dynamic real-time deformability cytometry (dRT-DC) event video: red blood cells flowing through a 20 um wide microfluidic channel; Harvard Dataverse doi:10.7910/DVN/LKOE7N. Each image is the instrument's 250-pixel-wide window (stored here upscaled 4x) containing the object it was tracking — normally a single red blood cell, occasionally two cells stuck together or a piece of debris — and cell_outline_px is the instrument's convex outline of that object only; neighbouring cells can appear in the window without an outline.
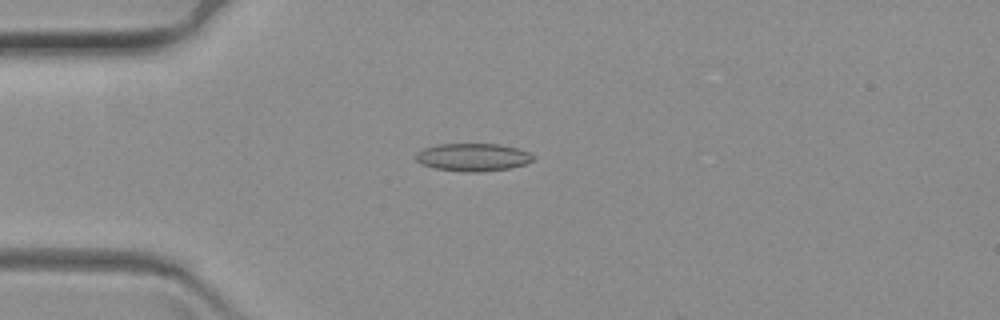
{"species": "common noctule bat (a hibernating species)", "species_latin": "Nyctalus noctula", "temperature_condition": "warm", "stored_images_in_passage": 63, "camera_frame_rate_fps": 3000, "um_per_image_px": 0.085, "animal": {"sex": "female", "body_mass_g": 19.3, "forearm_length_mm": 54.1}, "frame": {"image": 1, "passage_image": 17, "time_ms": 5.333, "image_size_px": [1000, 320], "cell_outline_px": [[536, 160], [512, 168], [480, 172], [464, 172], [436, 168], [420, 164], [416, 160], [416, 152], [424, 148], [436, 144], [500, 144], [516, 148], [528, 152], [536, 156]], "centroid_in_image_um": [40.22, 13.36], "position_along_channel_um": 44.8, "area_um2": 19.19}}
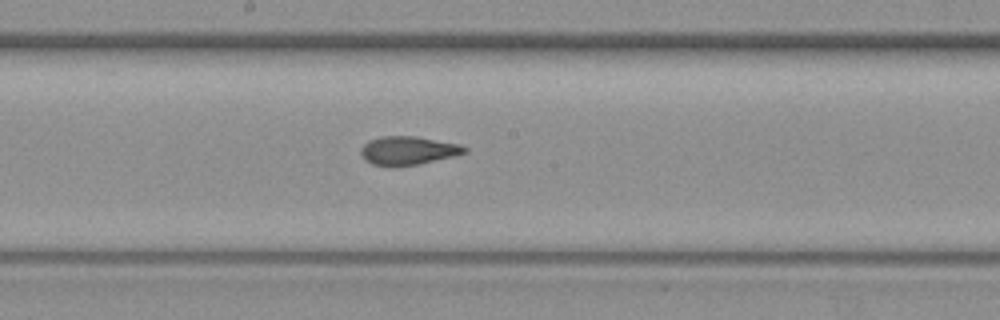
{"frame": {"image": 2, "passage_image": 34, "time_ms": 11.0, "image_size_px": [1000, 320], "cell_outline_px": [[468, 152], [456, 156], [420, 164], [396, 168], [392, 168], [372, 164], [364, 160], [360, 156], [360, 148], [368, 140], [380, 136], [416, 136], [460, 144], [468, 148]], "centroid_in_image_um": [34.66, 12.82], "position_along_channel_um": 213.5, "area_um2": 17.92}}
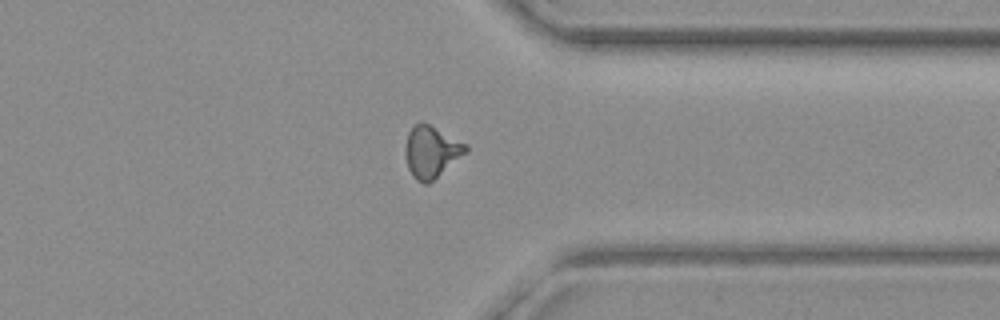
{"frame": {"image": 3, "passage_image": 49, "time_ms": 16.0, "image_size_px": [1000, 320], "cell_outline_px": [[468, 152], [428, 184], [424, 184], [416, 180], [412, 176], [408, 168], [404, 152], [404, 148], [408, 132], [420, 120], [468, 144]], "centroid_in_image_um": [36.66, 12.91], "position_along_channel_um": 374.7, "area_um2": 18.38}}